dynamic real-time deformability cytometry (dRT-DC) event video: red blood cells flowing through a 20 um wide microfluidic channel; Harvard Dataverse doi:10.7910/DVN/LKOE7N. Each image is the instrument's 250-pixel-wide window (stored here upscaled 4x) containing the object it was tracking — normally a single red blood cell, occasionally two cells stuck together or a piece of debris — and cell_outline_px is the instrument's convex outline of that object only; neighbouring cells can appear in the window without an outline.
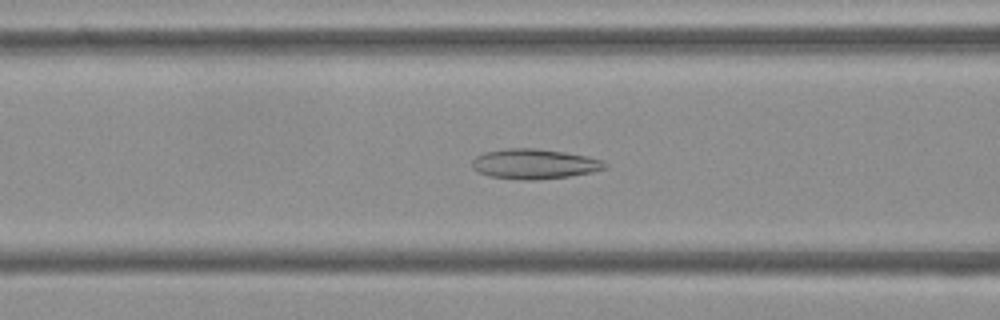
{"species": "Egyptian fruit bat (a non-hibernating species)", "species_latin": "Rousettus aegyptiacus", "temperature_condition": "cold", "stored_images_in_passage": 43, "camera_frame_rate_fps": 3000, "um_per_image_px": 0.085, "frame": {"image": 1, "passage_image": 14, "time_ms": 4.333, "image_size_px": [1000, 320], "cell_outline_px": [[608, 168], [592, 172], [568, 176], [536, 180], [524, 180], [488, 176], [472, 168], [472, 160], [476, 156], [484, 152], [508, 148], [536, 148], [564, 152], [584, 156], [600, 160], [608, 164]], "centroid_in_image_um": [45.4, 13.93], "position_along_channel_um": 121.2, "area_um2": 23.12}}
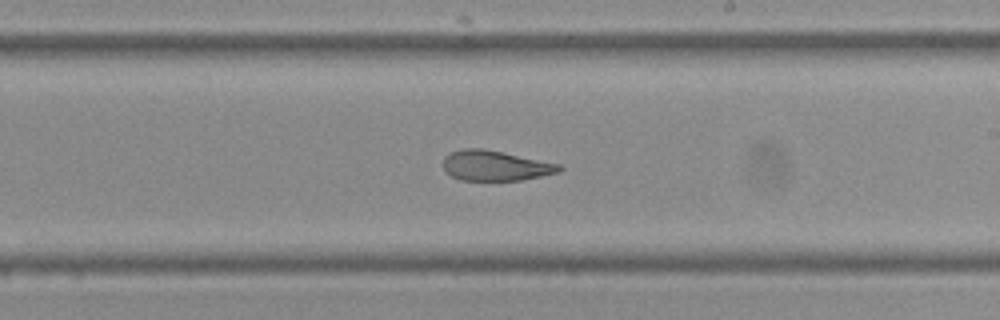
{"frame": {"image": 2, "passage_image": 24, "time_ms": 7.667, "image_size_px": [1000, 320], "cell_outline_px": [[564, 168], [560, 172], [520, 180], [460, 180], [452, 176], [444, 168], [444, 156], [448, 152], [464, 148], [484, 148], [504, 152], [560, 164]], "centroid_in_image_um": [42.11, 14.06], "position_along_channel_um": 246.9, "area_um2": 20.46}}
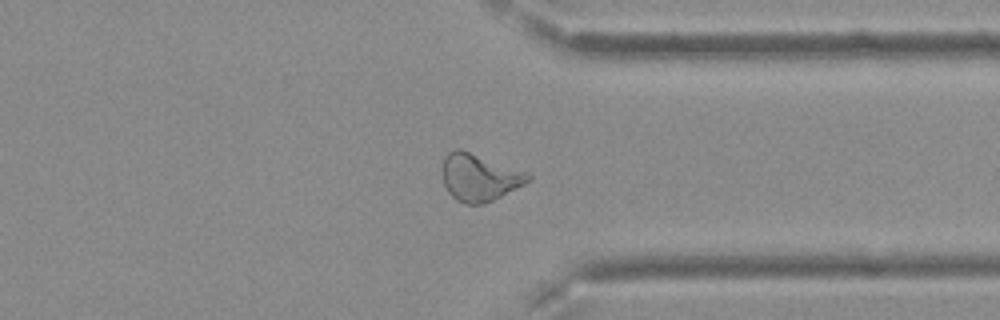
{"frame": {"image": 3, "passage_image": 34, "time_ms": 11.0, "image_size_px": [1000, 320], "cell_outline_px": [[532, 180], [492, 200], [480, 204], [468, 204], [456, 200], [448, 192], [444, 184], [440, 172], [444, 156], [448, 152], [456, 148], [460, 148], [528, 172], [532, 176]], "centroid_in_image_um": [40.71, 15.05], "position_along_channel_um": 370.7, "area_um2": 23.76}, "authors_computed_cell_mechanics": {"area_um2": 23.0044, "velocity_mm_per_s": 3.7715, "shape_relaxation_time_tau1_ms": null, "shape_relaxation_time_tau2_ms": 2.2481, "deformation_change_tau1": null, "deformation_change_tau2": 0.0944}}